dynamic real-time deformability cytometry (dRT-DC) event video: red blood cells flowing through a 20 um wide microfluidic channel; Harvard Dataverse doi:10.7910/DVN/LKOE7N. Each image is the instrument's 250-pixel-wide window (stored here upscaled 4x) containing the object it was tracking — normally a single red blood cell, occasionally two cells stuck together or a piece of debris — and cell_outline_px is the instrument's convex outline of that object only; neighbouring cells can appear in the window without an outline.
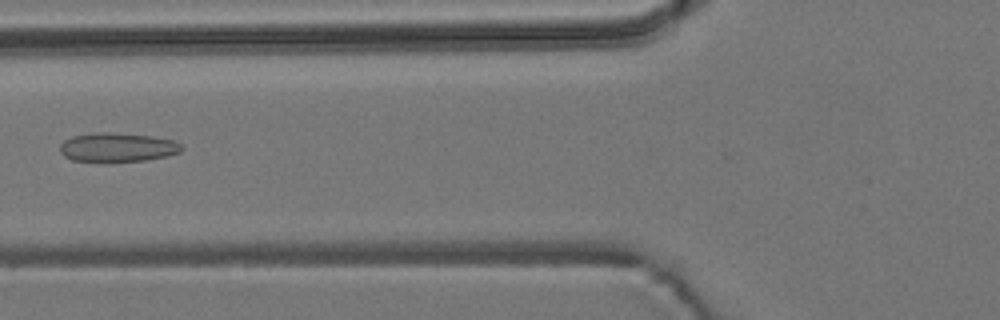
{"species": "common noctule bat (a hibernating species)", "species_latin": "Nyctalus noctula", "temperature_condition": "room temperature", "stored_images_in_passage": 8, "camera_frame_rate_fps": 3000, "um_per_image_px": 0.085, "animal": {"sex": "male", "body_mass_g": 19.2, "forearm_length_mm": 51.8}, "frame": {"image": 1, "passage_image": 7, "time_ms": 2.0, "image_size_px": [1000, 320], "cell_outline_px": [[184, 148], [180, 152], [168, 156], [144, 160], [108, 164], [72, 160], [64, 156], [60, 152], [60, 144], [64, 140], [72, 136], [96, 132], [104, 132], [152, 136], [172, 140], [180, 144]], "centroid_in_image_um": [9.94, 12.56], "position_along_channel_um": 115.9, "area_um2": 21.15}}
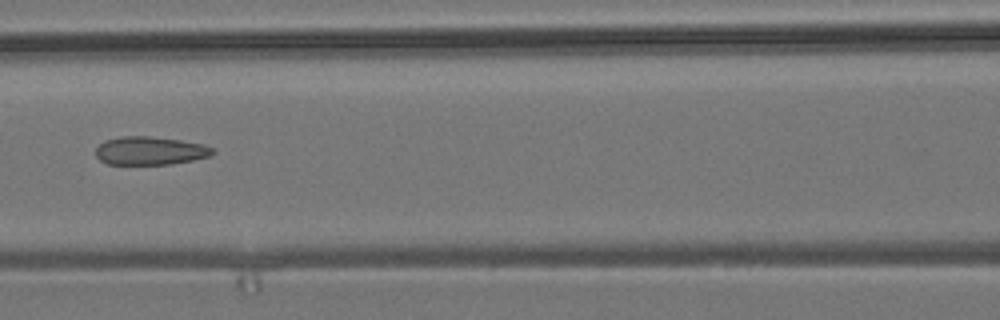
{"frame": {"image": 2, "passage_image": 8, "time_ms": 2.333, "image_size_px": [1000, 320], "cell_outline_px": [[216, 152], [208, 156], [192, 160], [172, 164], [108, 164], [100, 160], [96, 156], [96, 148], [104, 140], [120, 136], [148, 136], [180, 140], [204, 144], [212, 148]], "centroid_in_image_um": [12.74, 12.81], "position_along_channel_um": 153.9, "area_um2": 19.25}}